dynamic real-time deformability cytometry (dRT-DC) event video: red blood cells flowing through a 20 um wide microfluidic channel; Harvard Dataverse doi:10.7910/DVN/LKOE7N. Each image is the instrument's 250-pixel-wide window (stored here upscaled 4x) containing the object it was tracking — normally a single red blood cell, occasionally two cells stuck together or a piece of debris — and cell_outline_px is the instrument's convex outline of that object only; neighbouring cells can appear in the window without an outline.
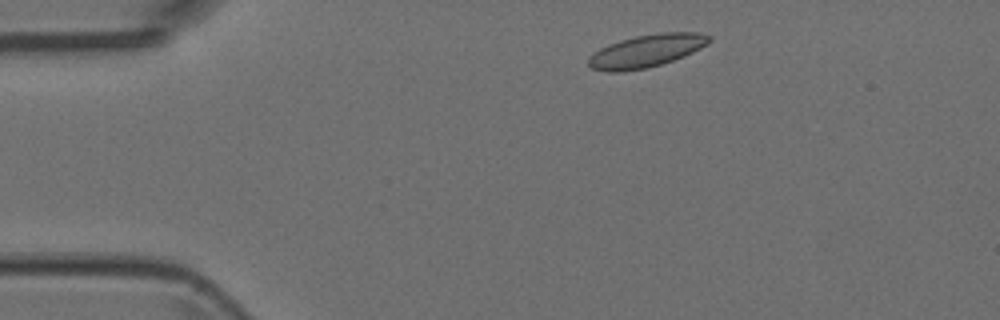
{"species": "Egyptian fruit bat (a non-hibernating species)", "species_latin": "Rousettus aegyptiacus", "temperature_condition": "room temperature", "stored_images_in_passage": 3, "camera_frame_rate_fps": 3000, "um_per_image_px": 0.085, "animal": {"sex": "female"}, "frame": {"image": 1, "passage_image": 1, "time_ms": 0.0, "image_size_px": [1000, 320], "cell_outline_px": [[712, 40], [708, 44], [684, 56], [648, 68], [616, 72], [608, 72], [592, 68], [588, 64], [588, 56], [600, 48], [608, 44], [620, 40], [636, 36], [660, 32], [700, 32], [712, 36]], "centroid_in_image_um": [54.96, 4.31], "position_along_channel_um": 30.0, "area_um2": 23.06}}